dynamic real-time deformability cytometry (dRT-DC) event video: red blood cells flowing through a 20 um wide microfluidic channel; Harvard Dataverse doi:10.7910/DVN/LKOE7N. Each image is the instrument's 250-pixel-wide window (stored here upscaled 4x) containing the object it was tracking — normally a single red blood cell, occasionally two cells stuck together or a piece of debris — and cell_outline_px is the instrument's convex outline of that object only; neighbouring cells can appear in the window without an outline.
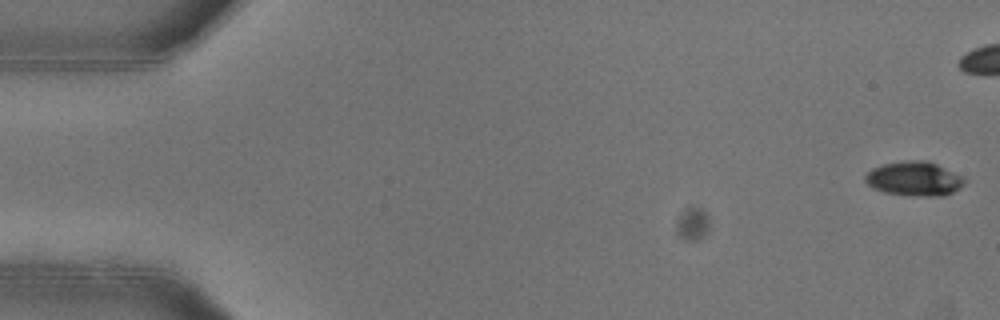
{"species": "common noctule bat (a hibernating species)", "species_latin": "Nyctalus noctula", "temperature_condition": "warm", "stored_images_in_passage": 42, "camera_frame_rate_fps": 3000, "um_per_image_px": 0.085, "animal": {"sex": "female"}, "frame": {"image": 1, "passage_image": 1, "time_ms": 0.0, "image_size_px": [1000, 320], "cell_outline_px": [[964, 180], [952, 192], [944, 196], [912, 196], [884, 192], [872, 188], [864, 180], [864, 176], [872, 168], [884, 164], [912, 160], [924, 160], [936, 164], [960, 176]], "centroid_in_image_um": [77.62, 15.2], "position_along_channel_um": 7.4, "area_um2": 19.36}}